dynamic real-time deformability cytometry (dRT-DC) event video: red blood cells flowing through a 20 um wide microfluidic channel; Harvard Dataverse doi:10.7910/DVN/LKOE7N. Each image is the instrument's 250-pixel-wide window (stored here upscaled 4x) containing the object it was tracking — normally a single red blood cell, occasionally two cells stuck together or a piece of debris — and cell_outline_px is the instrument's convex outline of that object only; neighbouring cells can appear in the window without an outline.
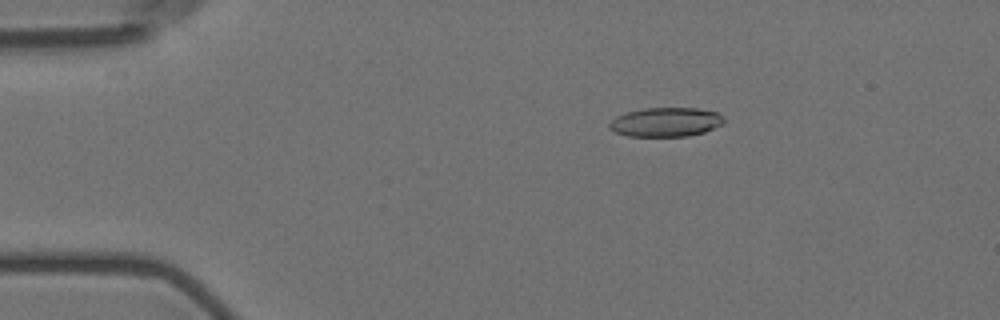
{"species": "Egyptian fruit bat (a non-hibernating species)", "species_latin": "Rousettus aegyptiacus", "temperature_condition": "room temperature", "stored_images_in_passage": 5, "camera_frame_rate_fps": 3000, "um_per_image_px": 0.085, "animal": {"sex": "female"}, "frame": {"image": 1, "passage_image": 3, "time_ms": 2.333, "image_size_px": [1000, 320], "cell_outline_px": [[724, 124], [704, 132], [688, 136], [628, 136], [616, 132], [608, 128], [608, 124], [616, 116], [628, 112], [644, 108], [696, 108], [716, 112], [724, 116]], "centroid_in_image_um": [56.61, 10.38], "position_along_channel_um": 28.4, "area_um2": 19.48}}